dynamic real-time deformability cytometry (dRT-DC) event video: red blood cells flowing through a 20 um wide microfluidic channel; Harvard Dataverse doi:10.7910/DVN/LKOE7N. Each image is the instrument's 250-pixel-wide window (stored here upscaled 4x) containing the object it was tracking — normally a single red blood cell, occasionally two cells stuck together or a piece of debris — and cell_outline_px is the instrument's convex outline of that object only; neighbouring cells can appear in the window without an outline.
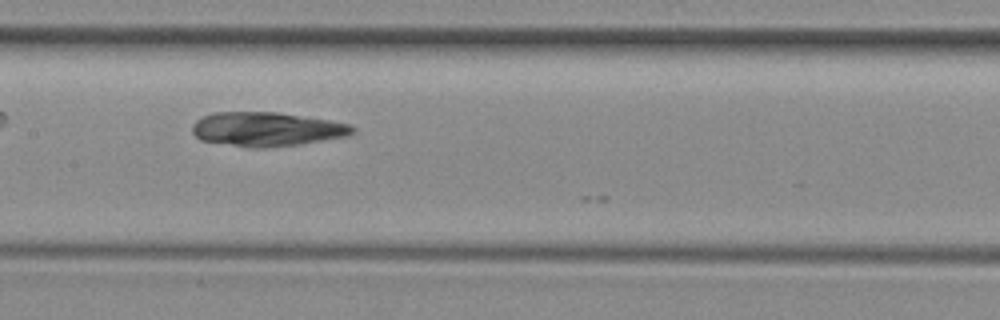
{"species": "common noctule bat (a hibernating species)", "species_latin": "Nyctalus noctula", "temperature_condition": "room temperature", "stored_images_in_passage": 7, "camera_frame_rate_fps": 3000, "um_per_image_px": 0.085, "animal": {"sex": "female", "body_mass_g": 29.2, "forearm_length_mm": 56.3}, "frame": {"image": 1, "passage_image": 5, "time_ms": 5.333, "image_size_px": [1000, 320], "cell_outline_px": [[356, 132], [348, 136], [300, 144], [264, 148], [252, 148], [200, 140], [192, 132], [192, 124], [196, 120], [204, 116], [216, 112], [276, 112], [328, 120], [352, 124], [356, 128]], "centroid_in_image_um": [22.69, 10.98], "position_along_channel_um": 184.7, "area_um2": 31.91}}